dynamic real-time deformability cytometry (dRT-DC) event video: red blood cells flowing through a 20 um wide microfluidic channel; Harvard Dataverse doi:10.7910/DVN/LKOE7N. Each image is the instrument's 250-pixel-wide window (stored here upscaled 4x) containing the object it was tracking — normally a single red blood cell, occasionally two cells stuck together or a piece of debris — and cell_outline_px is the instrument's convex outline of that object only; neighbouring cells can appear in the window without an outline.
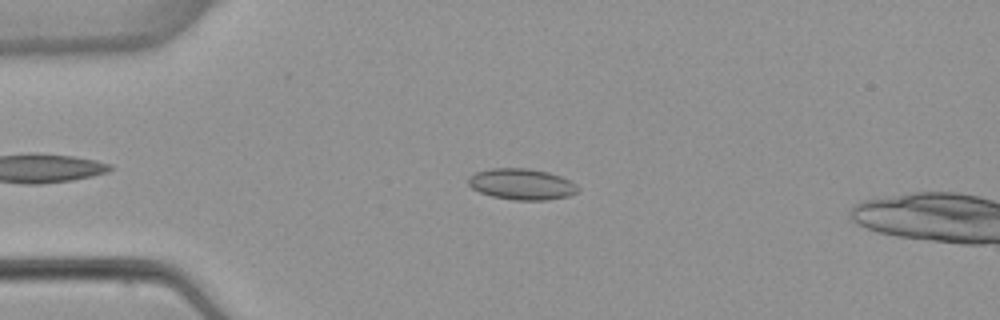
{"species": "common noctule bat (a hibernating species)", "species_latin": "Nyctalus noctula", "temperature_condition": "warm", "stored_images_in_passage": 3, "camera_frame_rate_fps": 3000, "um_per_image_px": 0.085, "animal": {"sex": "female", "body_mass_g": 22.7, "forearm_length_mm": 54.2}, "frame": {"image": 1, "passage_image": 2, "time_ms": 1.0, "image_size_px": [1000, 320], "cell_outline_px": [[580, 188], [576, 192], [568, 196], [548, 200], [512, 200], [492, 196], [480, 192], [472, 188], [468, 184], [468, 176], [476, 172], [492, 168], [528, 168], [548, 172], [560, 176], [576, 184]], "centroid_in_image_um": [44.33, 15.65], "position_along_channel_um": 40.7, "area_um2": 19.88}}